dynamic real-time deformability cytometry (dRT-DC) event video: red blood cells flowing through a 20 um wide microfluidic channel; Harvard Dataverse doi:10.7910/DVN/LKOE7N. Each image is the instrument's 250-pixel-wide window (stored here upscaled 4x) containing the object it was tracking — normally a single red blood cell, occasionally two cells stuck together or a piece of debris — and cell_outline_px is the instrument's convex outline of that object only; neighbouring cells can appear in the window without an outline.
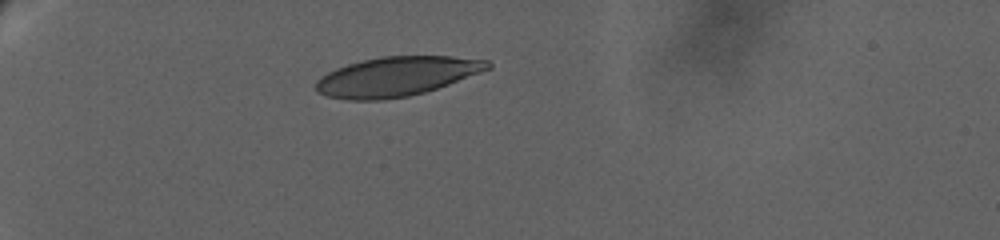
{"species": "human", "species_latin": "Homo sapiens", "temperature_condition": "warm", "stored_images_in_passage": 5, "camera_frame_rate_fps": 3000, "um_per_image_px": 0.085, "donor": {"sex": "female"}, "frame": {"image": 1, "passage_image": 1, "time_ms": 0.0, "image_size_px": [1000, 240], "cell_outline_px": [[492, 68], [448, 84], [424, 92], [408, 96], [384, 100], [348, 100], [328, 96], [316, 92], [316, 80], [320, 76], [336, 68], [348, 64], [380, 56], [452, 56], [488, 60], [492, 64]], "centroid_in_image_um": [33.7, 6.49], "position_along_channel_um": 51.3, "area_um2": 39.42}}